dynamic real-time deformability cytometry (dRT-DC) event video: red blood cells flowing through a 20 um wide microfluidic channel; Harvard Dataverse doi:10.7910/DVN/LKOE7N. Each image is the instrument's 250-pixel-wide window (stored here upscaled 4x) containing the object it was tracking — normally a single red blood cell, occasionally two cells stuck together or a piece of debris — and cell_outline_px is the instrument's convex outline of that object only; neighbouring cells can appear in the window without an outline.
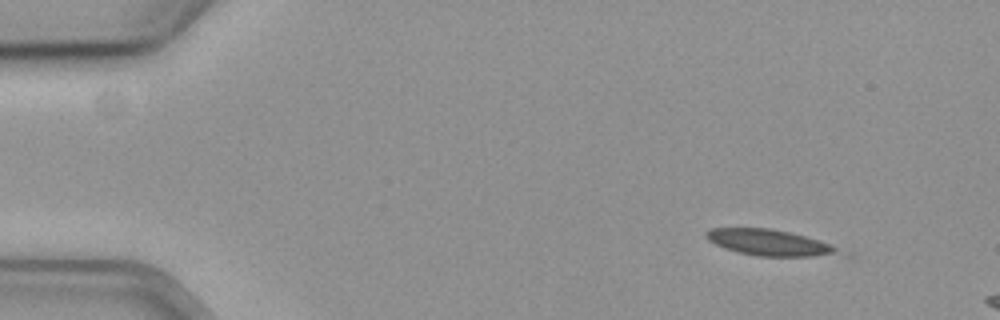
{"species": "common noctule bat (a hibernating species)", "species_latin": "Nyctalus noctula", "temperature_condition": "cold", "stored_images_in_passage": 12, "camera_frame_rate_fps": 3000, "um_per_image_px": 0.085, "animal": {"sex": "female", "body_mass_g": 19.3, "forearm_length_mm": 54.1}, "frame": {"image": 1, "passage_image": 6, "time_ms": 1.667, "image_size_px": [1000, 320], "cell_outline_px": [[852, 256], [756, 256], [736, 252], [724, 248], [708, 240], [704, 236], [704, 232], [708, 228], [768, 228], [788, 232], [820, 240], [852, 252]], "centroid_in_image_um": [65.57, 20.65], "position_along_channel_um": 19.4, "area_um2": 20.87}}